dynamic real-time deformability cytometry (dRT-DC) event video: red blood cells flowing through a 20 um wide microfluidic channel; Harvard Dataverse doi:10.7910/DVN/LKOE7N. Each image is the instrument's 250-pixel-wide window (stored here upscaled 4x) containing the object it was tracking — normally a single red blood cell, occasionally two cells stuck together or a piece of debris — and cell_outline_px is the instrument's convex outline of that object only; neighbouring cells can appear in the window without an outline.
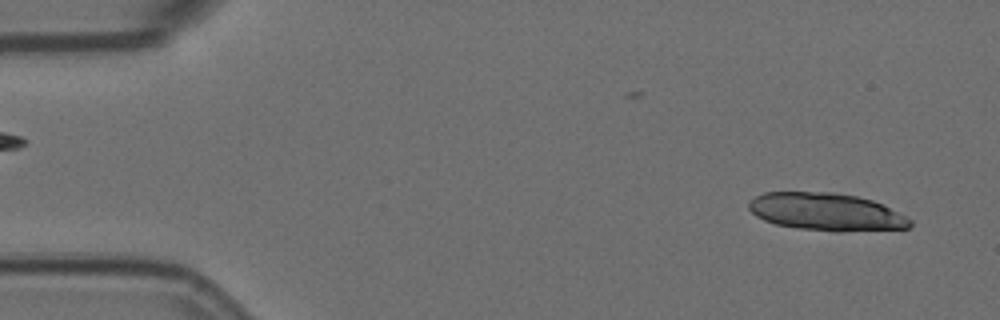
{"species": "Egyptian fruit bat (a non-hibernating species)", "species_latin": "Rousettus aegyptiacus", "temperature_condition": "room temperature", "stored_images_in_passage": 56, "camera_frame_rate_fps": 3000, "um_per_image_px": 0.085, "animal": {"sex": "female"}, "frame": {"image": 1, "passage_image": 3, "time_ms": 0.667, "image_size_px": [1000, 320], "cell_outline_px": [[912, 224], [908, 228], [840, 232], [836, 232], [796, 228], [776, 224], [764, 220], [756, 216], [748, 208], [748, 204], [756, 196], [764, 192], [832, 192], [856, 196], [872, 200], [912, 220]], "centroid_in_image_um": [70.2, 18.02], "position_along_channel_um": 14.8, "area_um2": 35.14}}
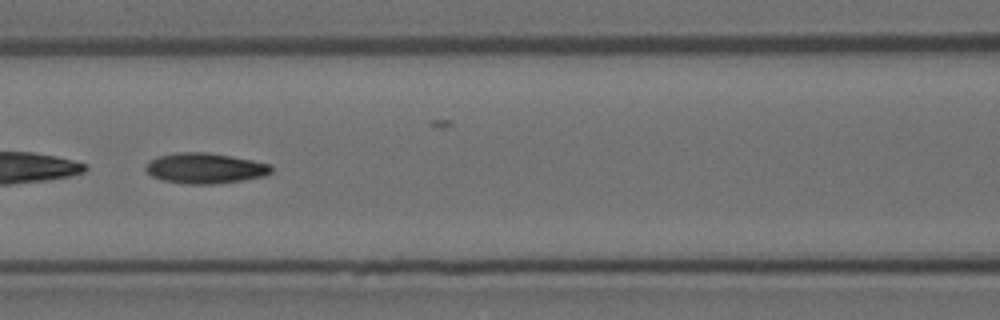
{"frame": {"image": 2, "passage_image": 24, "time_ms": 7.667, "image_size_px": [1000, 320], "cell_outline_px": [[272, 172], [264, 176], [240, 180], [212, 184], [184, 184], [160, 180], [152, 176], [144, 168], [148, 160], [156, 156], [176, 152], [208, 152], [232, 156], [272, 164]], "centroid_in_image_um": [17.39, 14.29], "position_along_channel_um": 149.2, "area_um2": 22.54}}
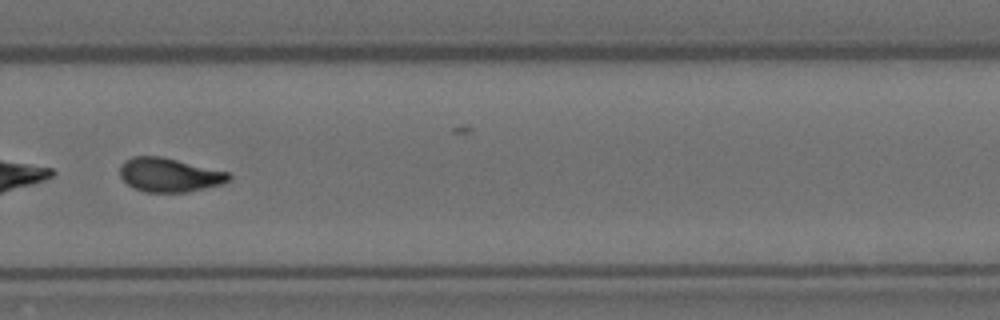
{"frame": {"image": 3, "passage_image": 38, "time_ms": 12.333, "image_size_px": [1000, 320], "cell_outline_px": [[232, 176], [224, 184], [188, 192], [144, 192], [132, 188], [120, 176], [120, 164], [124, 160], [132, 156], [160, 156], [228, 172]], "centroid_in_image_um": [14.37, 14.87], "position_along_channel_um": 315.4, "area_um2": 21.62}, "authors_computed_cell_mechanics": {"area_um2": 23.3223, "velocity_mm_per_s": 3.5786, "shape_relaxation_time_tau1_ms": 7.9814, "shape_relaxation_time_tau2_ms": 2.9463, "deformation_change_tau1": 0.2169, "deformation_change_tau2": 0.0976}}